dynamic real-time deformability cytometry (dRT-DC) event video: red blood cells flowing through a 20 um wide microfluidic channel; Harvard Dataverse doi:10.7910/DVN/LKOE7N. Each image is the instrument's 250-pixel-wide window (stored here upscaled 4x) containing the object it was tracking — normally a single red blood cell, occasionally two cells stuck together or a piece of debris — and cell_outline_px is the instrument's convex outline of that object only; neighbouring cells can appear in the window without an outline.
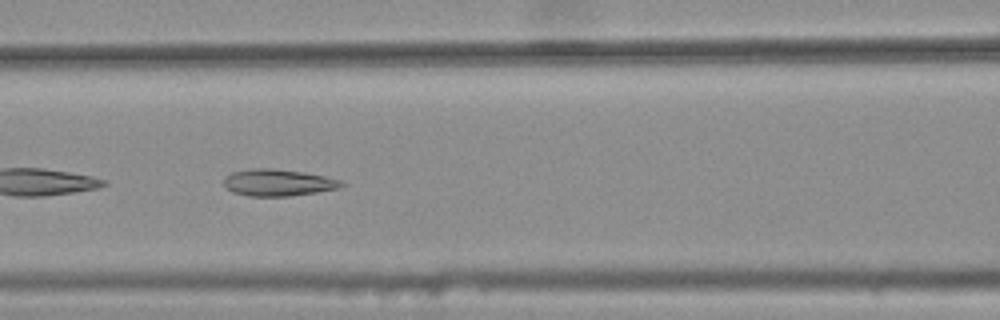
{"species": "common noctule bat (a hibernating species)", "species_latin": "Nyctalus noctula", "temperature_condition": "warm", "stored_images_in_passage": 9, "camera_frame_rate_fps": 3000, "um_per_image_px": 0.085, "animal": {"sex": "female", "body_mass_g": 25.1}, "frame": {"image": 1, "passage_image": 8, "time_ms": 2.333, "image_size_px": [1000, 320], "cell_outline_px": [[348, 184], [340, 188], [316, 192], [288, 196], [248, 196], [232, 192], [224, 188], [224, 176], [232, 172], [256, 168], [268, 168], [304, 172], [324, 176], [340, 180]], "centroid_in_image_um": [23.62, 15.52], "position_along_channel_um": 143.0, "area_um2": 18.44}}